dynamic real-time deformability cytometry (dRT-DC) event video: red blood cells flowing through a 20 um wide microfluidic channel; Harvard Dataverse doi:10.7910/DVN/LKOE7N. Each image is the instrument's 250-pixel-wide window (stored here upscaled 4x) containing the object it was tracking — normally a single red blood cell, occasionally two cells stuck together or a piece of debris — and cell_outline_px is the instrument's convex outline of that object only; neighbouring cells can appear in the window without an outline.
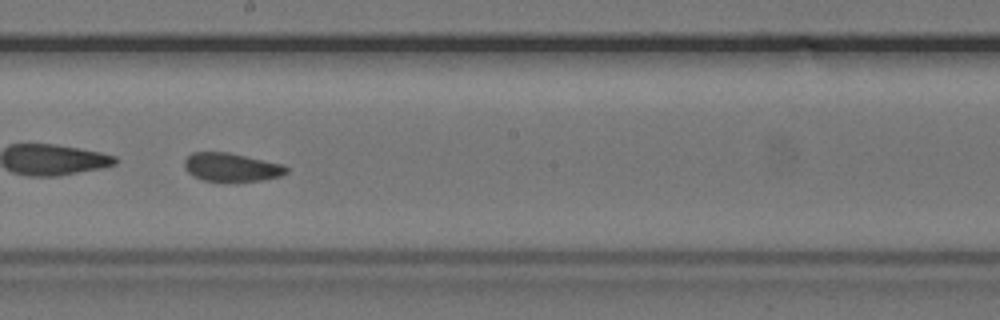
{"species": "common noctule bat (a hibernating species)", "species_latin": "Nyctalus noctula", "temperature_condition": "cold", "stored_images_in_passage": 55, "camera_frame_rate_fps": 3000, "um_per_image_px": 0.085, "animal": {"sex": "female", "body_mass_g": 24.6, "forearm_length_mm": 56.2}, "frame": {"image": 1, "passage_image": 32, "time_ms": 10.333, "image_size_px": [1000, 320], "cell_outline_px": [[288, 172], [280, 176], [264, 180], [236, 184], [232, 184], [204, 180], [188, 172], [184, 168], [184, 160], [192, 152], [228, 152], [284, 164], [288, 168]], "centroid_in_image_um": [19.7, 14.25], "position_along_channel_um": 228.5, "area_um2": 17.57}, "authors_computed_cell_mechanics": {"area_um2": 18.0914, "velocity_mm_per_s": 3.6925, "shape_relaxation_time_tau1_ms": 6.4159, "shape_relaxation_time_tau2_ms": 1.9166, "deformation_change_tau1": 0.121, "deformation_change_tau2": 0.0721}}